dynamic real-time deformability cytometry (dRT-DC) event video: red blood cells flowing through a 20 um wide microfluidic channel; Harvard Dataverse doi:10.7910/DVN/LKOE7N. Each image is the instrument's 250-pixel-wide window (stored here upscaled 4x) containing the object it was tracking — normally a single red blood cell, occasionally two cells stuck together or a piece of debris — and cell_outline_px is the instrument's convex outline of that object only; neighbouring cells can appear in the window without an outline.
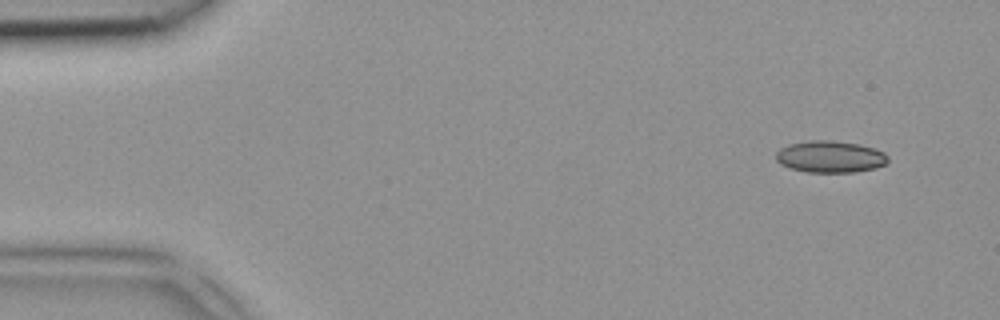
{"species": "common noctule bat (a hibernating species)", "species_latin": "Nyctalus noctula", "temperature_condition": "room temperature", "stored_images_in_passage": 4, "camera_frame_rate_fps": 3000, "um_per_image_px": 0.085, "animal": {"sex": "female", "body_mass_g": 18.4}, "frame": {"image": 1, "passage_image": 1, "time_ms": 0.0, "image_size_px": [1000, 320], "cell_outline_px": [[888, 164], [876, 168], [856, 172], [808, 172], [792, 168], [780, 164], [776, 160], [776, 152], [780, 148], [788, 144], [808, 140], [828, 140], [860, 144], [884, 152], [888, 156]], "centroid_in_image_um": [70.58, 13.32], "position_along_channel_um": 14.4, "area_um2": 20.87}}
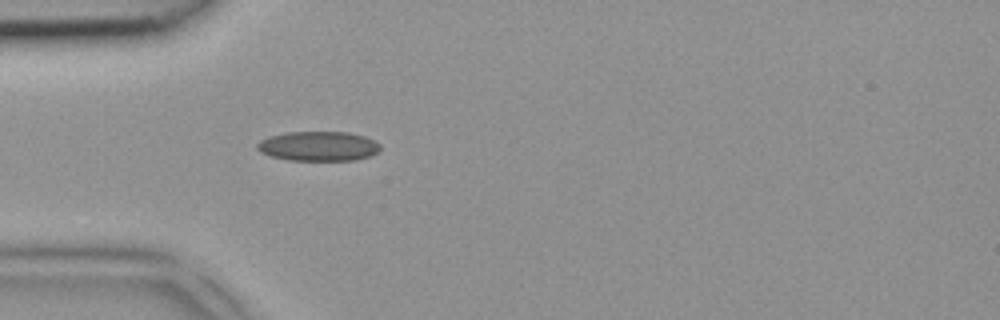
{"frame": {"image": 2, "passage_image": 4, "time_ms": 1.0, "image_size_px": [1000, 320], "cell_outline_px": [[380, 148], [376, 152], [368, 156], [356, 160], [288, 160], [268, 156], [260, 152], [256, 148], [256, 144], [260, 140], [268, 136], [284, 132], [348, 132], [364, 136], [380, 144]], "centroid_in_image_um": [26.99, 12.42], "position_along_channel_um": 58.0, "area_um2": 21.33}}